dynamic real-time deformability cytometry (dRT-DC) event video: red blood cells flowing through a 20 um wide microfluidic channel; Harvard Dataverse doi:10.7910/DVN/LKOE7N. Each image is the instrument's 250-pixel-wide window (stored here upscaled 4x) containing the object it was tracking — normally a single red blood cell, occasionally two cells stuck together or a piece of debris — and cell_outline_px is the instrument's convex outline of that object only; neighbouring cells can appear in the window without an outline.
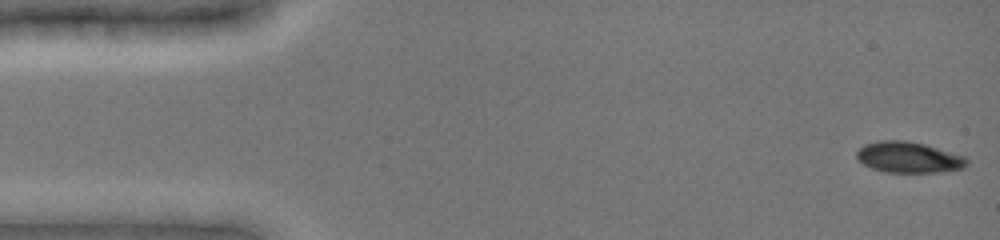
{"species": "common noctule bat (a hibernating species)", "species_latin": "Nyctalus noctula", "temperature_condition": "cold", "stored_images_in_passage": 42, "camera_frame_rate_fps": 3000, "um_per_image_px": 0.085, "animal": {"sex": "female", "body_mass_g": 19.0, "forearm_length_mm": 51.5}, "frame": {"image": 1, "passage_image": 1, "time_ms": 0.0, "image_size_px": [1000, 240], "cell_outline_px": [[968, 164], [964, 168], [940, 172], [884, 172], [872, 168], [864, 164], [856, 156], [856, 152], [864, 144], [880, 140], [904, 140], [924, 144], [968, 156]], "centroid_in_image_um": [77.28, 13.37], "position_along_channel_um": 7.7, "area_um2": 20.0}}
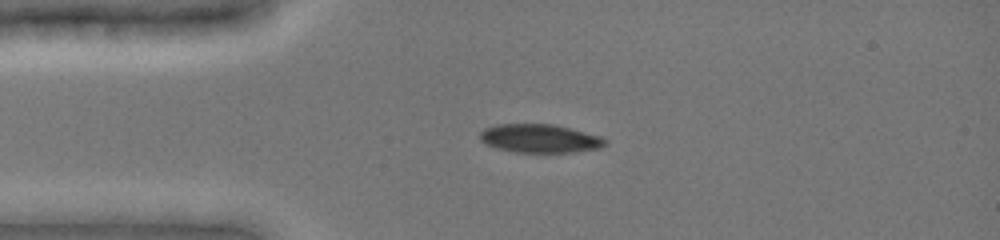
{"frame": {"image": 2, "passage_image": 24, "time_ms": 3.333, "image_size_px": [1000, 240], "cell_outline_px": [[608, 144], [600, 148], [572, 152], [516, 152], [496, 148], [480, 140], [480, 132], [484, 128], [496, 124], [552, 124], [604, 136], [608, 140]], "centroid_in_image_um": [45.93, 11.76], "position_along_channel_um": 39.1, "area_um2": 20.92}}
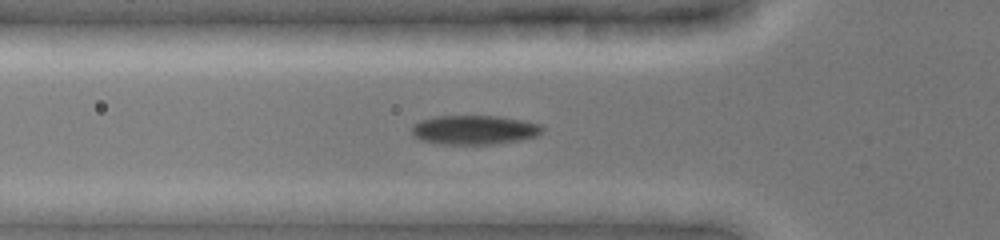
{"frame": {"image": 3, "passage_image": 36, "time_ms": 5.0, "image_size_px": [1000, 240], "cell_outline_px": [[544, 132], [536, 136], [520, 140], [492, 144], [440, 144], [420, 140], [412, 136], [412, 124], [420, 120], [432, 116], [500, 116], [524, 120], [540, 124], [544, 128]], "centroid_in_image_um": [40.3, 11.03], "position_along_channel_um": 85.5, "area_um2": 22.54}}